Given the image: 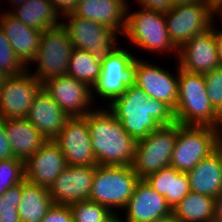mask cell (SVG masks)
<instances>
[{"label": "cell", "mask_w": 222, "mask_h": 222, "mask_svg": "<svg viewBox=\"0 0 222 222\" xmlns=\"http://www.w3.org/2000/svg\"><path fill=\"white\" fill-rule=\"evenodd\" d=\"M22 195V183L16 184L0 195V214L19 213L18 206Z\"/></svg>", "instance_id": "cell-34"}, {"label": "cell", "mask_w": 222, "mask_h": 222, "mask_svg": "<svg viewBox=\"0 0 222 222\" xmlns=\"http://www.w3.org/2000/svg\"><path fill=\"white\" fill-rule=\"evenodd\" d=\"M208 222H222V219L213 216Z\"/></svg>", "instance_id": "cell-49"}, {"label": "cell", "mask_w": 222, "mask_h": 222, "mask_svg": "<svg viewBox=\"0 0 222 222\" xmlns=\"http://www.w3.org/2000/svg\"><path fill=\"white\" fill-rule=\"evenodd\" d=\"M214 217L222 219V193L215 198Z\"/></svg>", "instance_id": "cell-42"}, {"label": "cell", "mask_w": 222, "mask_h": 222, "mask_svg": "<svg viewBox=\"0 0 222 222\" xmlns=\"http://www.w3.org/2000/svg\"><path fill=\"white\" fill-rule=\"evenodd\" d=\"M67 166L60 147L49 140L24 162L25 180L49 189Z\"/></svg>", "instance_id": "cell-19"}, {"label": "cell", "mask_w": 222, "mask_h": 222, "mask_svg": "<svg viewBox=\"0 0 222 222\" xmlns=\"http://www.w3.org/2000/svg\"><path fill=\"white\" fill-rule=\"evenodd\" d=\"M215 198L190 191L172 209L183 222H208L214 216Z\"/></svg>", "instance_id": "cell-28"}, {"label": "cell", "mask_w": 222, "mask_h": 222, "mask_svg": "<svg viewBox=\"0 0 222 222\" xmlns=\"http://www.w3.org/2000/svg\"><path fill=\"white\" fill-rule=\"evenodd\" d=\"M220 150V159H221V164H222V147H217Z\"/></svg>", "instance_id": "cell-50"}, {"label": "cell", "mask_w": 222, "mask_h": 222, "mask_svg": "<svg viewBox=\"0 0 222 222\" xmlns=\"http://www.w3.org/2000/svg\"><path fill=\"white\" fill-rule=\"evenodd\" d=\"M157 193L165 197L171 209L191 191L187 173L168 166L144 179Z\"/></svg>", "instance_id": "cell-25"}, {"label": "cell", "mask_w": 222, "mask_h": 222, "mask_svg": "<svg viewBox=\"0 0 222 222\" xmlns=\"http://www.w3.org/2000/svg\"><path fill=\"white\" fill-rule=\"evenodd\" d=\"M101 60L86 50L74 48L69 60L67 75L91 88L101 74Z\"/></svg>", "instance_id": "cell-29"}, {"label": "cell", "mask_w": 222, "mask_h": 222, "mask_svg": "<svg viewBox=\"0 0 222 222\" xmlns=\"http://www.w3.org/2000/svg\"><path fill=\"white\" fill-rule=\"evenodd\" d=\"M207 87V97L213 108L218 112L222 110V68L218 67L204 74Z\"/></svg>", "instance_id": "cell-33"}, {"label": "cell", "mask_w": 222, "mask_h": 222, "mask_svg": "<svg viewBox=\"0 0 222 222\" xmlns=\"http://www.w3.org/2000/svg\"><path fill=\"white\" fill-rule=\"evenodd\" d=\"M4 129L14 158L23 162L48 141L26 118L4 119Z\"/></svg>", "instance_id": "cell-23"}, {"label": "cell", "mask_w": 222, "mask_h": 222, "mask_svg": "<svg viewBox=\"0 0 222 222\" xmlns=\"http://www.w3.org/2000/svg\"><path fill=\"white\" fill-rule=\"evenodd\" d=\"M8 12L25 25L40 31L57 27L62 19L50 0H28L14 7L13 10L8 9Z\"/></svg>", "instance_id": "cell-26"}, {"label": "cell", "mask_w": 222, "mask_h": 222, "mask_svg": "<svg viewBox=\"0 0 222 222\" xmlns=\"http://www.w3.org/2000/svg\"><path fill=\"white\" fill-rule=\"evenodd\" d=\"M217 15V17L219 16L220 20L219 21H222V0H217L215 3H214V15ZM221 25H222V22H220ZM222 28V26H221Z\"/></svg>", "instance_id": "cell-44"}, {"label": "cell", "mask_w": 222, "mask_h": 222, "mask_svg": "<svg viewBox=\"0 0 222 222\" xmlns=\"http://www.w3.org/2000/svg\"><path fill=\"white\" fill-rule=\"evenodd\" d=\"M8 77L9 76L6 73L0 71V92H1V90L4 86V83Z\"/></svg>", "instance_id": "cell-48"}, {"label": "cell", "mask_w": 222, "mask_h": 222, "mask_svg": "<svg viewBox=\"0 0 222 222\" xmlns=\"http://www.w3.org/2000/svg\"><path fill=\"white\" fill-rule=\"evenodd\" d=\"M27 69L16 56L3 30L0 28V71L8 76H16Z\"/></svg>", "instance_id": "cell-32"}, {"label": "cell", "mask_w": 222, "mask_h": 222, "mask_svg": "<svg viewBox=\"0 0 222 222\" xmlns=\"http://www.w3.org/2000/svg\"><path fill=\"white\" fill-rule=\"evenodd\" d=\"M135 2L139 7L161 13H166L174 7L173 0H135Z\"/></svg>", "instance_id": "cell-36"}, {"label": "cell", "mask_w": 222, "mask_h": 222, "mask_svg": "<svg viewBox=\"0 0 222 222\" xmlns=\"http://www.w3.org/2000/svg\"><path fill=\"white\" fill-rule=\"evenodd\" d=\"M190 189L201 195L213 198L222 193V164L220 150L202 159L191 171L187 172Z\"/></svg>", "instance_id": "cell-24"}, {"label": "cell", "mask_w": 222, "mask_h": 222, "mask_svg": "<svg viewBox=\"0 0 222 222\" xmlns=\"http://www.w3.org/2000/svg\"><path fill=\"white\" fill-rule=\"evenodd\" d=\"M157 222H183V221L179 220L172 212L171 214L162 217Z\"/></svg>", "instance_id": "cell-45"}, {"label": "cell", "mask_w": 222, "mask_h": 222, "mask_svg": "<svg viewBox=\"0 0 222 222\" xmlns=\"http://www.w3.org/2000/svg\"><path fill=\"white\" fill-rule=\"evenodd\" d=\"M70 117L55 100L42 88L27 113L28 119L49 141L54 140Z\"/></svg>", "instance_id": "cell-21"}, {"label": "cell", "mask_w": 222, "mask_h": 222, "mask_svg": "<svg viewBox=\"0 0 222 222\" xmlns=\"http://www.w3.org/2000/svg\"><path fill=\"white\" fill-rule=\"evenodd\" d=\"M139 180L132 165H97L89 200L106 206L111 212L121 211Z\"/></svg>", "instance_id": "cell-5"}, {"label": "cell", "mask_w": 222, "mask_h": 222, "mask_svg": "<svg viewBox=\"0 0 222 222\" xmlns=\"http://www.w3.org/2000/svg\"><path fill=\"white\" fill-rule=\"evenodd\" d=\"M0 222H20L19 213L0 214Z\"/></svg>", "instance_id": "cell-41"}, {"label": "cell", "mask_w": 222, "mask_h": 222, "mask_svg": "<svg viewBox=\"0 0 222 222\" xmlns=\"http://www.w3.org/2000/svg\"><path fill=\"white\" fill-rule=\"evenodd\" d=\"M95 166H67L49 188L56 205L89 200Z\"/></svg>", "instance_id": "cell-17"}, {"label": "cell", "mask_w": 222, "mask_h": 222, "mask_svg": "<svg viewBox=\"0 0 222 222\" xmlns=\"http://www.w3.org/2000/svg\"><path fill=\"white\" fill-rule=\"evenodd\" d=\"M2 1H4V0H2ZM28 0H8V2H10L11 4H9L10 6V8H14V7H16V6H18V5H22V4H24L25 2H27ZM0 2H1V0H0Z\"/></svg>", "instance_id": "cell-47"}, {"label": "cell", "mask_w": 222, "mask_h": 222, "mask_svg": "<svg viewBox=\"0 0 222 222\" xmlns=\"http://www.w3.org/2000/svg\"><path fill=\"white\" fill-rule=\"evenodd\" d=\"M215 41L217 44L219 66L222 68V29H215Z\"/></svg>", "instance_id": "cell-40"}, {"label": "cell", "mask_w": 222, "mask_h": 222, "mask_svg": "<svg viewBox=\"0 0 222 222\" xmlns=\"http://www.w3.org/2000/svg\"><path fill=\"white\" fill-rule=\"evenodd\" d=\"M69 207L74 222H100L111 213L106 206L90 200L79 201Z\"/></svg>", "instance_id": "cell-30"}, {"label": "cell", "mask_w": 222, "mask_h": 222, "mask_svg": "<svg viewBox=\"0 0 222 222\" xmlns=\"http://www.w3.org/2000/svg\"><path fill=\"white\" fill-rule=\"evenodd\" d=\"M74 46L62 24L47 28L41 34L40 46L34 60L35 72L31 74L40 82L67 75L68 64Z\"/></svg>", "instance_id": "cell-6"}, {"label": "cell", "mask_w": 222, "mask_h": 222, "mask_svg": "<svg viewBox=\"0 0 222 222\" xmlns=\"http://www.w3.org/2000/svg\"><path fill=\"white\" fill-rule=\"evenodd\" d=\"M103 107H95L85 116L97 165H132L136 141L123 129L121 122L107 106Z\"/></svg>", "instance_id": "cell-2"}, {"label": "cell", "mask_w": 222, "mask_h": 222, "mask_svg": "<svg viewBox=\"0 0 222 222\" xmlns=\"http://www.w3.org/2000/svg\"><path fill=\"white\" fill-rule=\"evenodd\" d=\"M123 129L138 141L160 126L176 123L174 109L162 100L150 98L136 84L106 105Z\"/></svg>", "instance_id": "cell-1"}, {"label": "cell", "mask_w": 222, "mask_h": 222, "mask_svg": "<svg viewBox=\"0 0 222 222\" xmlns=\"http://www.w3.org/2000/svg\"><path fill=\"white\" fill-rule=\"evenodd\" d=\"M29 70L6 79L0 92V118H26L35 96L43 88Z\"/></svg>", "instance_id": "cell-12"}, {"label": "cell", "mask_w": 222, "mask_h": 222, "mask_svg": "<svg viewBox=\"0 0 222 222\" xmlns=\"http://www.w3.org/2000/svg\"><path fill=\"white\" fill-rule=\"evenodd\" d=\"M41 222H74L69 205H56L46 212Z\"/></svg>", "instance_id": "cell-35"}, {"label": "cell", "mask_w": 222, "mask_h": 222, "mask_svg": "<svg viewBox=\"0 0 222 222\" xmlns=\"http://www.w3.org/2000/svg\"><path fill=\"white\" fill-rule=\"evenodd\" d=\"M53 204L48 188L26 180L22 182V195L17 208L20 222H41Z\"/></svg>", "instance_id": "cell-27"}, {"label": "cell", "mask_w": 222, "mask_h": 222, "mask_svg": "<svg viewBox=\"0 0 222 222\" xmlns=\"http://www.w3.org/2000/svg\"><path fill=\"white\" fill-rule=\"evenodd\" d=\"M139 58L137 56L135 59V84L142 88L148 97L162 100L175 109L178 99V62L174 75L167 68Z\"/></svg>", "instance_id": "cell-15"}, {"label": "cell", "mask_w": 222, "mask_h": 222, "mask_svg": "<svg viewBox=\"0 0 222 222\" xmlns=\"http://www.w3.org/2000/svg\"><path fill=\"white\" fill-rule=\"evenodd\" d=\"M201 1H207V0H173V3H174V6H176V5L190 4V3L201 2Z\"/></svg>", "instance_id": "cell-46"}, {"label": "cell", "mask_w": 222, "mask_h": 222, "mask_svg": "<svg viewBox=\"0 0 222 222\" xmlns=\"http://www.w3.org/2000/svg\"><path fill=\"white\" fill-rule=\"evenodd\" d=\"M0 12V28L20 61L29 68L34 60L43 31L25 25L8 11Z\"/></svg>", "instance_id": "cell-20"}, {"label": "cell", "mask_w": 222, "mask_h": 222, "mask_svg": "<svg viewBox=\"0 0 222 222\" xmlns=\"http://www.w3.org/2000/svg\"><path fill=\"white\" fill-rule=\"evenodd\" d=\"M203 34L194 36L178 49V64L185 71L206 74L220 67L215 41L216 24Z\"/></svg>", "instance_id": "cell-16"}, {"label": "cell", "mask_w": 222, "mask_h": 222, "mask_svg": "<svg viewBox=\"0 0 222 222\" xmlns=\"http://www.w3.org/2000/svg\"><path fill=\"white\" fill-rule=\"evenodd\" d=\"M43 89L69 117H84L95 109L91 87L71 76L51 78L43 83Z\"/></svg>", "instance_id": "cell-13"}, {"label": "cell", "mask_w": 222, "mask_h": 222, "mask_svg": "<svg viewBox=\"0 0 222 222\" xmlns=\"http://www.w3.org/2000/svg\"><path fill=\"white\" fill-rule=\"evenodd\" d=\"M213 129L216 137V145L217 147H222V110L217 113V119Z\"/></svg>", "instance_id": "cell-39"}, {"label": "cell", "mask_w": 222, "mask_h": 222, "mask_svg": "<svg viewBox=\"0 0 222 222\" xmlns=\"http://www.w3.org/2000/svg\"><path fill=\"white\" fill-rule=\"evenodd\" d=\"M53 141L60 147L68 166H97L85 116L70 117Z\"/></svg>", "instance_id": "cell-14"}, {"label": "cell", "mask_w": 222, "mask_h": 222, "mask_svg": "<svg viewBox=\"0 0 222 222\" xmlns=\"http://www.w3.org/2000/svg\"><path fill=\"white\" fill-rule=\"evenodd\" d=\"M128 0H87L78 2L72 12L75 16L89 19L110 27L118 34L125 33Z\"/></svg>", "instance_id": "cell-22"}, {"label": "cell", "mask_w": 222, "mask_h": 222, "mask_svg": "<svg viewBox=\"0 0 222 222\" xmlns=\"http://www.w3.org/2000/svg\"><path fill=\"white\" fill-rule=\"evenodd\" d=\"M177 133L178 123H174L160 126L147 137L136 141L132 167L140 179L170 166Z\"/></svg>", "instance_id": "cell-8"}, {"label": "cell", "mask_w": 222, "mask_h": 222, "mask_svg": "<svg viewBox=\"0 0 222 222\" xmlns=\"http://www.w3.org/2000/svg\"><path fill=\"white\" fill-rule=\"evenodd\" d=\"M122 222H157L172 213L165 197L157 193L144 179L135 186L133 195L121 210Z\"/></svg>", "instance_id": "cell-18"}, {"label": "cell", "mask_w": 222, "mask_h": 222, "mask_svg": "<svg viewBox=\"0 0 222 222\" xmlns=\"http://www.w3.org/2000/svg\"><path fill=\"white\" fill-rule=\"evenodd\" d=\"M25 180L24 162L17 158L0 160V195Z\"/></svg>", "instance_id": "cell-31"}, {"label": "cell", "mask_w": 222, "mask_h": 222, "mask_svg": "<svg viewBox=\"0 0 222 222\" xmlns=\"http://www.w3.org/2000/svg\"><path fill=\"white\" fill-rule=\"evenodd\" d=\"M127 6L126 29L123 37L144 51L178 57V48L169 38L164 13L139 7L138 11ZM131 11L133 13H131ZM177 54V55H176Z\"/></svg>", "instance_id": "cell-4"}, {"label": "cell", "mask_w": 222, "mask_h": 222, "mask_svg": "<svg viewBox=\"0 0 222 222\" xmlns=\"http://www.w3.org/2000/svg\"><path fill=\"white\" fill-rule=\"evenodd\" d=\"M164 15L169 38L178 49L194 36L208 31L216 16L210 0L176 5Z\"/></svg>", "instance_id": "cell-9"}, {"label": "cell", "mask_w": 222, "mask_h": 222, "mask_svg": "<svg viewBox=\"0 0 222 222\" xmlns=\"http://www.w3.org/2000/svg\"><path fill=\"white\" fill-rule=\"evenodd\" d=\"M14 158L4 129V119L0 118V160Z\"/></svg>", "instance_id": "cell-37"}, {"label": "cell", "mask_w": 222, "mask_h": 222, "mask_svg": "<svg viewBox=\"0 0 222 222\" xmlns=\"http://www.w3.org/2000/svg\"><path fill=\"white\" fill-rule=\"evenodd\" d=\"M217 148L213 127L181 125L175 141L170 166L180 172L191 171Z\"/></svg>", "instance_id": "cell-10"}, {"label": "cell", "mask_w": 222, "mask_h": 222, "mask_svg": "<svg viewBox=\"0 0 222 222\" xmlns=\"http://www.w3.org/2000/svg\"><path fill=\"white\" fill-rule=\"evenodd\" d=\"M62 18L61 24L67 30L74 48L86 50L103 60L119 46L118 33L110 27L73 13Z\"/></svg>", "instance_id": "cell-11"}, {"label": "cell", "mask_w": 222, "mask_h": 222, "mask_svg": "<svg viewBox=\"0 0 222 222\" xmlns=\"http://www.w3.org/2000/svg\"><path fill=\"white\" fill-rule=\"evenodd\" d=\"M127 48L120 46L106 58L101 60V74L92 86L93 101L105 99L110 104L120 97L127 87L135 84V56ZM96 94V95H95ZM95 97V98H94Z\"/></svg>", "instance_id": "cell-7"}, {"label": "cell", "mask_w": 222, "mask_h": 222, "mask_svg": "<svg viewBox=\"0 0 222 222\" xmlns=\"http://www.w3.org/2000/svg\"><path fill=\"white\" fill-rule=\"evenodd\" d=\"M53 4L54 9L62 18L63 16L69 15L72 13L76 5L78 4V0H50Z\"/></svg>", "instance_id": "cell-38"}, {"label": "cell", "mask_w": 222, "mask_h": 222, "mask_svg": "<svg viewBox=\"0 0 222 222\" xmlns=\"http://www.w3.org/2000/svg\"><path fill=\"white\" fill-rule=\"evenodd\" d=\"M116 213L117 212L115 211L111 212L105 219L100 222H122L119 212L117 214Z\"/></svg>", "instance_id": "cell-43"}, {"label": "cell", "mask_w": 222, "mask_h": 222, "mask_svg": "<svg viewBox=\"0 0 222 222\" xmlns=\"http://www.w3.org/2000/svg\"><path fill=\"white\" fill-rule=\"evenodd\" d=\"M217 113L207 97L204 74L188 72L179 67L178 99L174 109L176 123L213 127Z\"/></svg>", "instance_id": "cell-3"}]
</instances>
